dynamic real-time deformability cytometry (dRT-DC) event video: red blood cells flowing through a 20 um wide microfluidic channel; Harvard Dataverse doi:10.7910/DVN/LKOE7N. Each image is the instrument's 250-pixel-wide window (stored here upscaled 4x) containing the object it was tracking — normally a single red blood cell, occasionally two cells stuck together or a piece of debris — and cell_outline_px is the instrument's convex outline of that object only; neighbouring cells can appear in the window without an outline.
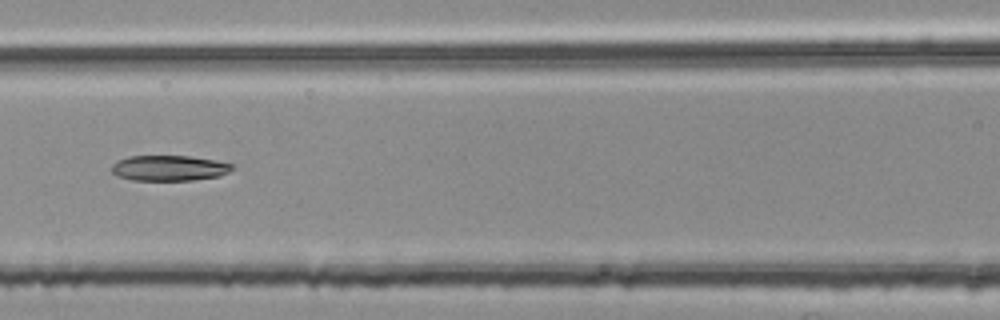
{"species": "common noctule bat (a hibernating species)", "species_latin": "Nyctalus noctula", "temperature_condition": "room temperature", "stored_images_in_passage": 3, "camera_frame_rate_fps": 3000, "um_per_image_px": 0.085, "animal": {"sex": "female", "body_mass_g": 25.1}, "frame": {"image": 1, "passage_image": 3, "time_ms": 0.667, "image_size_px": [1000, 320], "cell_outline_px": [[232, 168], [228, 172], [220, 176], [192, 180], [132, 180], [120, 176], [112, 172], [112, 164], [116, 160], [128, 156], [192, 156], [216, 160], [232, 164]], "centroid_in_image_um": [14.37, 14.27], "position_along_channel_um": 152.2, "area_um2": 17.86}}